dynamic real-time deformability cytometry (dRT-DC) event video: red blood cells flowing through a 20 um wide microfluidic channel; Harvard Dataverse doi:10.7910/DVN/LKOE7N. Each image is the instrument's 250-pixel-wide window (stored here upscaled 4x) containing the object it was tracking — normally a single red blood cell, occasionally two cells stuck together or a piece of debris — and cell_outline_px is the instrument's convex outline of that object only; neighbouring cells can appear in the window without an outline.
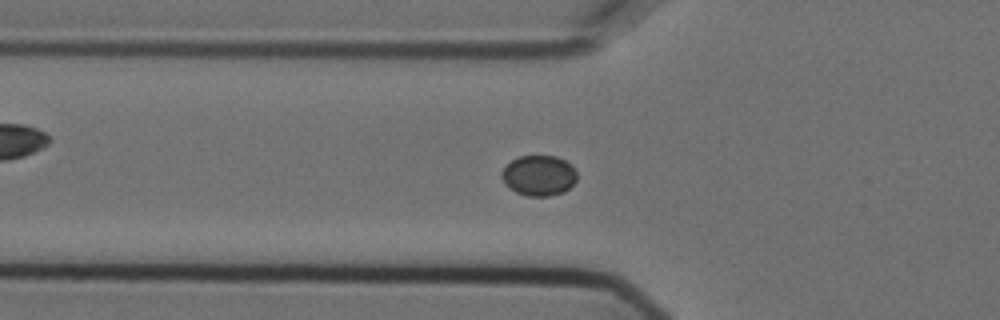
{"species": "Egyptian fruit bat (a non-hibernating species)", "species_latin": "Rousettus aegyptiacus", "temperature_condition": "cold", "stored_images_in_passage": 56, "camera_frame_rate_fps": 3000, "um_per_image_px": 0.085, "animal": {"sex": "female"}, "frame": {"image": 1, "passage_image": 19, "time_ms": 6.0, "image_size_px": [1000, 320], "cell_outline_px": [[576, 180], [564, 192], [548, 196], [528, 196], [516, 192], [504, 184], [500, 176], [500, 172], [512, 160], [520, 156], [556, 156], [564, 160], [576, 172]], "centroid_in_image_um": [45.76, 14.93], "position_along_channel_um": 80.0, "area_um2": 17.57}}
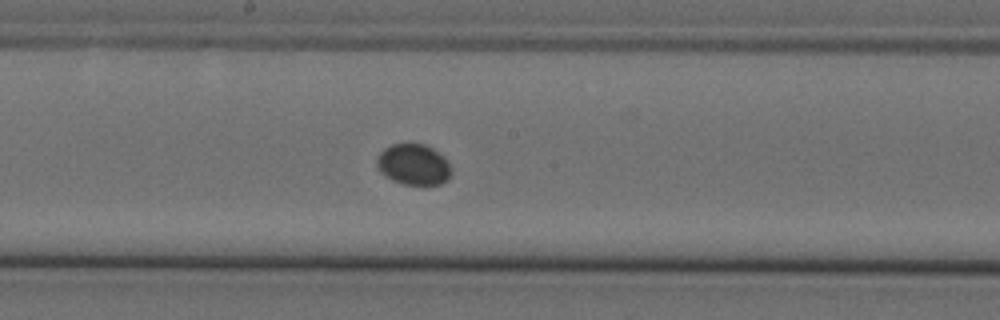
{"frame": {"image": 2, "passage_image": 30, "time_ms": 9.667, "image_size_px": [1000, 320], "cell_outline_px": [[452, 172], [448, 180], [440, 184], [404, 184], [392, 180], [380, 172], [376, 164], [376, 160], [380, 152], [384, 148], [392, 144], [424, 144], [432, 148], [444, 156], [448, 160], [452, 168]], "centroid_in_image_um": [35.17, 13.98], "position_along_channel_um": 213.0, "area_um2": 17.86}}
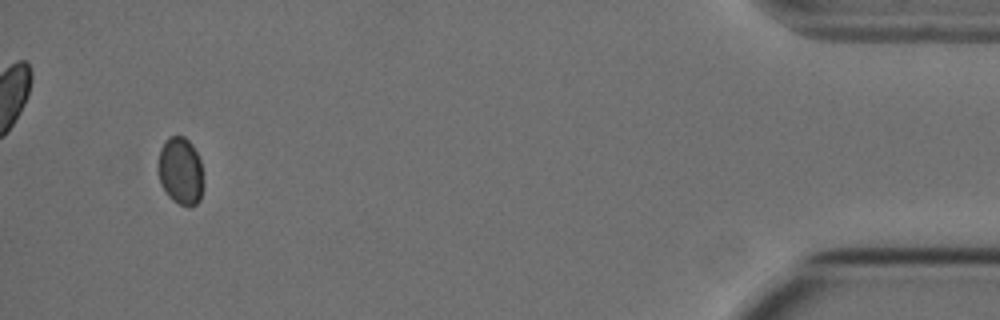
{"frame": {"image": 3, "passage_image": 53, "time_ms": 17.333, "image_size_px": [1000, 320], "cell_outline_px": [[204, 184], [200, 200], [196, 204], [188, 208], [172, 200], [168, 196], [160, 184], [156, 168], [156, 164], [160, 148], [168, 136], [184, 136], [192, 144], [200, 160]], "centroid_in_image_um": [15.32, 14.55], "position_along_channel_um": 419.9, "area_um2": 18.38}}